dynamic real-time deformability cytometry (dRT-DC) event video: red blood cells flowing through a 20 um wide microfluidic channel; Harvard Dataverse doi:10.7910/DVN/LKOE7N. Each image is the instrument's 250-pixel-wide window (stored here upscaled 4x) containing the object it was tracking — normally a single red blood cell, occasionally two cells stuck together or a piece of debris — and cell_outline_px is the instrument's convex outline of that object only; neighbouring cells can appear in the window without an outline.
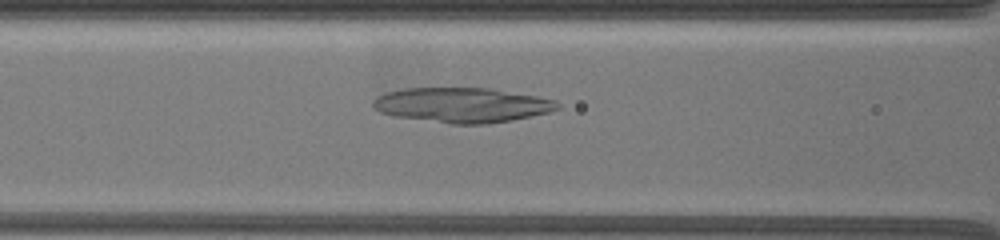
{"species": "common noctule bat (a hibernating species)", "species_latin": "Nyctalus noctula", "temperature_condition": "warm", "stored_images_in_passage": 24, "camera_frame_rate_fps": 3000, "um_per_image_px": 0.085, "animal": {"sex": "female", "body_mass_g": 19.5, "forearm_length_mm": 54.1}, "frame": {"image": 1, "passage_image": 13, "time_ms": 2.0, "image_size_px": [1000, 240], "cell_outline_px": [[560, 108], [548, 112], [532, 116], [512, 120], [488, 124], [452, 124], [392, 116], [380, 112], [372, 108], [372, 100], [376, 96], [384, 92], [404, 88], [492, 88], [536, 96], [556, 100], [560, 104]], "centroid_in_image_um": [39.24, 8.93], "position_along_channel_um": 127.4, "area_um2": 37.86}}
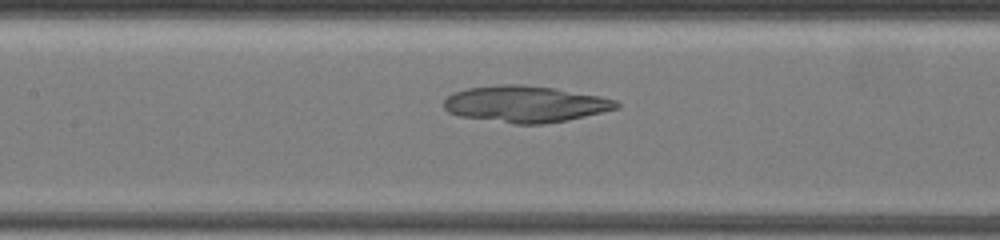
{"frame": {"image": 2, "passage_image": 19, "time_ms": 3.0, "image_size_px": [1000, 240], "cell_outline_px": [[620, 108], [568, 120], [544, 124], [512, 124], [460, 116], [448, 112], [444, 108], [444, 100], [448, 96], [464, 88], [496, 84], [520, 84], [552, 88], [600, 96], [616, 100], [620, 104]], "centroid_in_image_um": [44.64, 8.85], "position_along_channel_um": 162.8, "area_um2": 36.82}}